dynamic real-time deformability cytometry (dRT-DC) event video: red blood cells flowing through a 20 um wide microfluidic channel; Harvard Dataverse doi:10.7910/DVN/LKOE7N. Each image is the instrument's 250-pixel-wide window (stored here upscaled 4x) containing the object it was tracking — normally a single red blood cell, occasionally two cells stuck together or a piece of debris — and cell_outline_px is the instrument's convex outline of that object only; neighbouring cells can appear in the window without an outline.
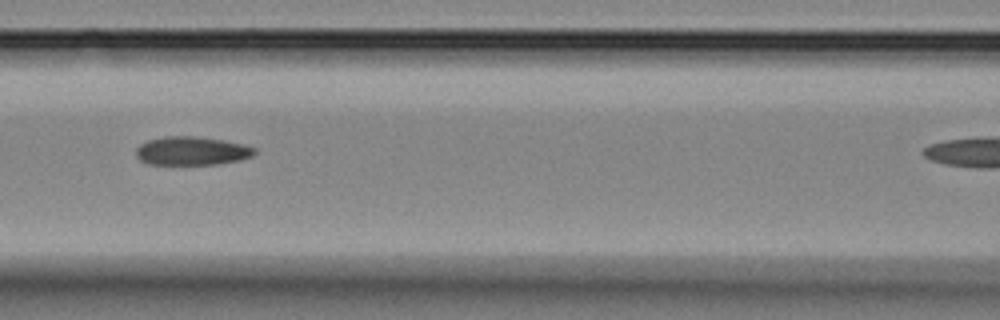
{"species": "Egyptian fruit bat (a non-hibernating species)", "species_latin": "Rousettus aegyptiacus", "temperature_condition": "room temperature", "stored_images_in_passage": 5, "camera_frame_rate_fps": 3000, "um_per_image_px": 0.085, "animal": {"sex": "female"}, "frame": {"image": 1, "passage_image": 4, "time_ms": 3.333, "image_size_px": [1000, 320], "cell_outline_px": [[256, 152], [252, 156], [240, 160], [216, 164], [148, 164], [140, 160], [136, 156], [136, 148], [140, 144], [148, 140], [164, 136], [192, 136], [224, 140], [244, 144], [256, 148]], "centroid_in_image_um": [16.3, 12.82], "position_along_channel_um": 150.3, "area_um2": 19.77}}